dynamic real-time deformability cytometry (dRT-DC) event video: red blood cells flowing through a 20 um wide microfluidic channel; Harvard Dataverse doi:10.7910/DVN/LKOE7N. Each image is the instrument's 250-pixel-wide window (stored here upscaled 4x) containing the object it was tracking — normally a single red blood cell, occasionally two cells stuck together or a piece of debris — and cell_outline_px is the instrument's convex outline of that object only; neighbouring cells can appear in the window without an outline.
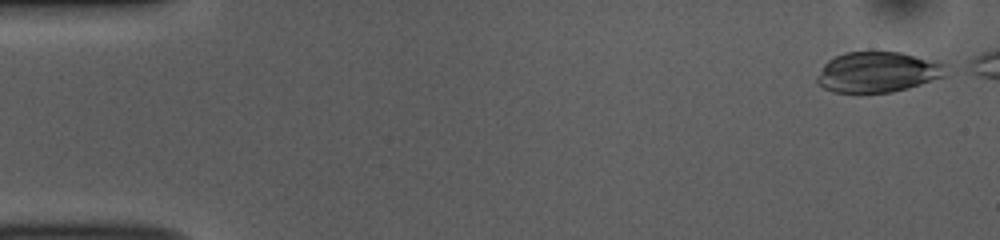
{"species": "common noctule bat (a hibernating species)", "species_latin": "Nyctalus noctula", "temperature_condition": "room temperature", "stored_images_in_passage": 45, "camera_frame_rate_fps": 3000, "um_per_image_px": 0.085, "animal": {"sex": "female", "body_mass_g": 10.0, "forearm_length_mm": 53.1}, "frame": {"image": 1, "passage_image": 1, "time_ms": 0.0, "image_size_px": [1000, 240], "cell_outline_px": [[944, 76], [908, 88], [892, 92], [832, 92], [816, 84], [816, 80], [824, 64], [828, 60], [844, 52], [900, 52], [944, 64]], "centroid_in_image_um": [74.53, 6.13], "position_along_channel_um": 10.5, "area_um2": 29.88}}
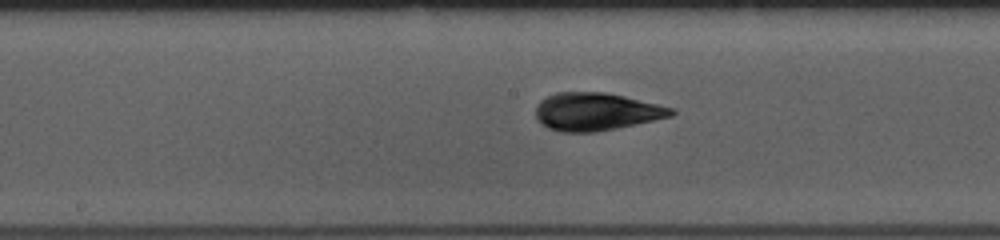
{"frame": {"image": 2, "passage_image": 25, "time_ms": 8.0, "image_size_px": [1000, 240], "cell_outline_px": [[676, 112], [672, 116], [636, 124], [596, 132], [564, 132], [548, 128], [536, 116], [536, 104], [540, 100], [556, 92], [604, 92], [624, 96], [676, 108]], "centroid_in_image_um": [50.7, 9.48], "position_along_channel_um": 197.5, "area_um2": 29.77}}
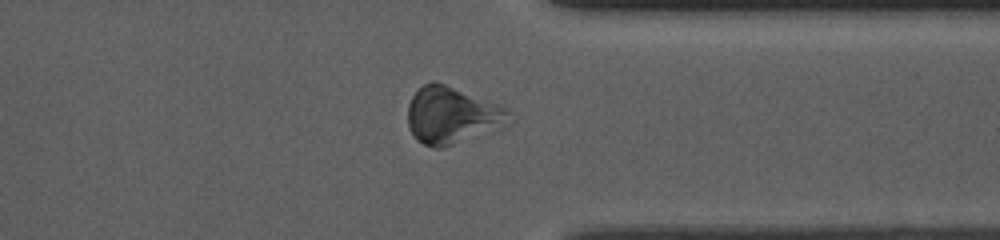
{"frame": {"image": 3, "passage_image": 39, "time_ms": 12.667, "image_size_px": [1000, 240], "cell_outline_px": [[508, 112], [500, 128], [444, 148], [436, 148], [424, 144], [416, 140], [412, 136], [408, 128], [408, 104], [412, 96], [424, 84], [432, 80], [436, 80], [508, 108]], "centroid_in_image_um": [38.32, 9.8], "position_along_channel_um": 373.1, "area_um2": 33.35}}